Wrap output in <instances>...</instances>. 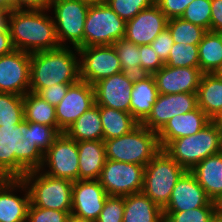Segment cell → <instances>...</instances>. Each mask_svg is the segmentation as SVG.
Here are the masks:
<instances>
[{
  "mask_svg": "<svg viewBox=\"0 0 222 222\" xmlns=\"http://www.w3.org/2000/svg\"><path fill=\"white\" fill-rule=\"evenodd\" d=\"M145 166L106 159L99 181L109 196L142 192Z\"/></svg>",
  "mask_w": 222,
  "mask_h": 222,
  "instance_id": "30bf717a",
  "label": "cell"
},
{
  "mask_svg": "<svg viewBox=\"0 0 222 222\" xmlns=\"http://www.w3.org/2000/svg\"><path fill=\"white\" fill-rule=\"evenodd\" d=\"M165 65L171 67H199L198 45L174 43Z\"/></svg>",
  "mask_w": 222,
  "mask_h": 222,
  "instance_id": "d590c367",
  "label": "cell"
},
{
  "mask_svg": "<svg viewBox=\"0 0 222 222\" xmlns=\"http://www.w3.org/2000/svg\"><path fill=\"white\" fill-rule=\"evenodd\" d=\"M9 28L5 31H0V56L9 54L14 50Z\"/></svg>",
  "mask_w": 222,
  "mask_h": 222,
  "instance_id": "681fc988",
  "label": "cell"
},
{
  "mask_svg": "<svg viewBox=\"0 0 222 222\" xmlns=\"http://www.w3.org/2000/svg\"><path fill=\"white\" fill-rule=\"evenodd\" d=\"M79 155V180H98L106 161L103 140L77 142Z\"/></svg>",
  "mask_w": 222,
  "mask_h": 222,
  "instance_id": "cb8c5ba5",
  "label": "cell"
},
{
  "mask_svg": "<svg viewBox=\"0 0 222 222\" xmlns=\"http://www.w3.org/2000/svg\"><path fill=\"white\" fill-rule=\"evenodd\" d=\"M22 179L28 187L30 202L34 206L71 212L72 181L49 176L40 169L28 171Z\"/></svg>",
  "mask_w": 222,
  "mask_h": 222,
  "instance_id": "8992f818",
  "label": "cell"
},
{
  "mask_svg": "<svg viewBox=\"0 0 222 222\" xmlns=\"http://www.w3.org/2000/svg\"><path fill=\"white\" fill-rule=\"evenodd\" d=\"M157 55L165 63L169 57L170 50L174 45V40L171 37L169 30L166 28L162 31L150 44Z\"/></svg>",
  "mask_w": 222,
  "mask_h": 222,
  "instance_id": "bcb514c9",
  "label": "cell"
},
{
  "mask_svg": "<svg viewBox=\"0 0 222 222\" xmlns=\"http://www.w3.org/2000/svg\"><path fill=\"white\" fill-rule=\"evenodd\" d=\"M64 133L77 142L103 140L100 106L95 104L89 110L85 111Z\"/></svg>",
  "mask_w": 222,
  "mask_h": 222,
  "instance_id": "83f0119b",
  "label": "cell"
},
{
  "mask_svg": "<svg viewBox=\"0 0 222 222\" xmlns=\"http://www.w3.org/2000/svg\"><path fill=\"white\" fill-rule=\"evenodd\" d=\"M215 218L222 222V194L212 200Z\"/></svg>",
  "mask_w": 222,
  "mask_h": 222,
  "instance_id": "f907efd6",
  "label": "cell"
},
{
  "mask_svg": "<svg viewBox=\"0 0 222 222\" xmlns=\"http://www.w3.org/2000/svg\"><path fill=\"white\" fill-rule=\"evenodd\" d=\"M211 222H219L216 218H214Z\"/></svg>",
  "mask_w": 222,
  "mask_h": 222,
  "instance_id": "680465c9",
  "label": "cell"
},
{
  "mask_svg": "<svg viewBox=\"0 0 222 222\" xmlns=\"http://www.w3.org/2000/svg\"><path fill=\"white\" fill-rule=\"evenodd\" d=\"M133 76L122 71L101 79L93 85L95 104L130 113Z\"/></svg>",
  "mask_w": 222,
  "mask_h": 222,
  "instance_id": "2e32d148",
  "label": "cell"
},
{
  "mask_svg": "<svg viewBox=\"0 0 222 222\" xmlns=\"http://www.w3.org/2000/svg\"><path fill=\"white\" fill-rule=\"evenodd\" d=\"M40 170L55 178L72 182L79 180L77 141L69 138L64 132L61 133L44 153Z\"/></svg>",
  "mask_w": 222,
  "mask_h": 222,
  "instance_id": "9c48e42d",
  "label": "cell"
},
{
  "mask_svg": "<svg viewBox=\"0 0 222 222\" xmlns=\"http://www.w3.org/2000/svg\"><path fill=\"white\" fill-rule=\"evenodd\" d=\"M21 123L0 126V179L20 178Z\"/></svg>",
  "mask_w": 222,
  "mask_h": 222,
  "instance_id": "44dd1931",
  "label": "cell"
},
{
  "mask_svg": "<svg viewBox=\"0 0 222 222\" xmlns=\"http://www.w3.org/2000/svg\"><path fill=\"white\" fill-rule=\"evenodd\" d=\"M215 121L222 125V114Z\"/></svg>",
  "mask_w": 222,
  "mask_h": 222,
  "instance_id": "6f0895ef",
  "label": "cell"
},
{
  "mask_svg": "<svg viewBox=\"0 0 222 222\" xmlns=\"http://www.w3.org/2000/svg\"><path fill=\"white\" fill-rule=\"evenodd\" d=\"M126 22L106 2L90 4L83 35V47L113 45L125 37Z\"/></svg>",
  "mask_w": 222,
  "mask_h": 222,
  "instance_id": "ba28073f",
  "label": "cell"
},
{
  "mask_svg": "<svg viewBox=\"0 0 222 222\" xmlns=\"http://www.w3.org/2000/svg\"><path fill=\"white\" fill-rule=\"evenodd\" d=\"M124 196H108L95 222H123Z\"/></svg>",
  "mask_w": 222,
  "mask_h": 222,
  "instance_id": "60d3db41",
  "label": "cell"
},
{
  "mask_svg": "<svg viewBox=\"0 0 222 222\" xmlns=\"http://www.w3.org/2000/svg\"><path fill=\"white\" fill-rule=\"evenodd\" d=\"M203 206H213V203L194 175L186 171L173 188L170 201L163 212L188 211Z\"/></svg>",
  "mask_w": 222,
  "mask_h": 222,
  "instance_id": "ffe728a7",
  "label": "cell"
},
{
  "mask_svg": "<svg viewBox=\"0 0 222 222\" xmlns=\"http://www.w3.org/2000/svg\"><path fill=\"white\" fill-rule=\"evenodd\" d=\"M211 121L199 107L191 112L174 116L157 133L161 148L164 149L172 140L194 135Z\"/></svg>",
  "mask_w": 222,
  "mask_h": 222,
  "instance_id": "7402d4cb",
  "label": "cell"
},
{
  "mask_svg": "<svg viewBox=\"0 0 222 222\" xmlns=\"http://www.w3.org/2000/svg\"><path fill=\"white\" fill-rule=\"evenodd\" d=\"M23 120V96L0 92V126L18 125Z\"/></svg>",
  "mask_w": 222,
  "mask_h": 222,
  "instance_id": "e575fe53",
  "label": "cell"
},
{
  "mask_svg": "<svg viewBox=\"0 0 222 222\" xmlns=\"http://www.w3.org/2000/svg\"><path fill=\"white\" fill-rule=\"evenodd\" d=\"M44 153L36 144H31L26 139L20 141V178L28 171L38 170L43 164Z\"/></svg>",
  "mask_w": 222,
  "mask_h": 222,
  "instance_id": "74e56055",
  "label": "cell"
},
{
  "mask_svg": "<svg viewBox=\"0 0 222 222\" xmlns=\"http://www.w3.org/2000/svg\"><path fill=\"white\" fill-rule=\"evenodd\" d=\"M193 0H155V4L161 9L168 19L180 18L186 7Z\"/></svg>",
  "mask_w": 222,
  "mask_h": 222,
  "instance_id": "f6af8a7d",
  "label": "cell"
},
{
  "mask_svg": "<svg viewBox=\"0 0 222 222\" xmlns=\"http://www.w3.org/2000/svg\"><path fill=\"white\" fill-rule=\"evenodd\" d=\"M10 10L0 9V31H5L9 26Z\"/></svg>",
  "mask_w": 222,
  "mask_h": 222,
  "instance_id": "816d5d0a",
  "label": "cell"
},
{
  "mask_svg": "<svg viewBox=\"0 0 222 222\" xmlns=\"http://www.w3.org/2000/svg\"><path fill=\"white\" fill-rule=\"evenodd\" d=\"M197 106L215 121L222 114V79L203 73L197 90Z\"/></svg>",
  "mask_w": 222,
  "mask_h": 222,
  "instance_id": "4316f807",
  "label": "cell"
},
{
  "mask_svg": "<svg viewBox=\"0 0 222 222\" xmlns=\"http://www.w3.org/2000/svg\"><path fill=\"white\" fill-rule=\"evenodd\" d=\"M180 18L210 31L211 0H193Z\"/></svg>",
  "mask_w": 222,
  "mask_h": 222,
  "instance_id": "8d00e7d4",
  "label": "cell"
},
{
  "mask_svg": "<svg viewBox=\"0 0 222 222\" xmlns=\"http://www.w3.org/2000/svg\"><path fill=\"white\" fill-rule=\"evenodd\" d=\"M153 75L135 77L131 90L130 113L141 124L151 112L158 96Z\"/></svg>",
  "mask_w": 222,
  "mask_h": 222,
  "instance_id": "603a6c76",
  "label": "cell"
},
{
  "mask_svg": "<svg viewBox=\"0 0 222 222\" xmlns=\"http://www.w3.org/2000/svg\"><path fill=\"white\" fill-rule=\"evenodd\" d=\"M79 80L77 48L60 47L30 54V92L37 94L51 85L77 83Z\"/></svg>",
  "mask_w": 222,
  "mask_h": 222,
  "instance_id": "7a4b0ae2",
  "label": "cell"
},
{
  "mask_svg": "<svg viewBox=\"0 0 222 222\" xmlns=\"http://www.w3.org/2000/svg\"><path fill=\"white\" fill-rule=\"evenodd\" d=\"M95 105L93 85L79 80L68 88L66 96L55 106L58 129L63 133L85 111Z\"/></svg>",
  "mask_w": 222,
  "mask_h": 222,
  "instance_id": "5bb4252c",
  "label": "cell"
},
{
  "mask_svg": "<svg viewBox=\"0 0 222 222\" xmlns=\"http://www.w3.org/2000/svg\"><path fill=\"white\" fill-rule=\"evenodd\" d=\"M66 222H91V221L86 220V219L79 217L77 215H74L73 213H70L68 218L66 219Z\"/></svg>",
  "mask_w": 222,
  "mask_h": 222,
  "instance_id": "f5cc1de1",
  "label": "cell"
},
{
  "mask_svg": "<svg viewBox=\"0 0 222 222\" xmlns=\"http://www.w3.org/2000/svg\"><path fill=\"white\" fill-rule=\"evenodd\" d=\"M23 105L25 121L58 127L55 106L50 105L36 93H26L23 96Z\"/></svg>",
  "mask_w": 222,
  "mask_h": 222,
  "instance_id": "4dcf8cb0",
  "label": "cell"
},
{
  "mask_svg": "<svg viewBox=\"0 0 222 222\" xmlns=\"http://www.w3.org/2000/svg\"><path fill=\"white\" fill-rule=\"evenodd\" d=\"M185 172L184 168L161 149L145 166L142 192L163 209Z\"/></svg>",
  "mask_w": 222,
  "mask_h": 222,
  "instance_id": "5b68a950",
  "label": "cell"
},
{
  "mask_svg": "<svg viewBox=\"0 0 222 222\" xmlns=\"http://www.w3.org/2000/svg\"><path fill=\"white\" fill-rule=\"evenodd\" d=\"M123 222H164L163 209L143 192L126 195Z\"/></svg>",
  "mask_w": 222,
  "mask_h": 222,
  "instance_id": "484cf974",
  "label": "cell"
},
{
  "mask_svg": "<svg viewBox=\"0 0 222 222\" xmlns=\"http://www.w3.org/2000/svg\"><path fill=\"white\" fill-rule=\"evenodd\" d=\"M21 134L31 144H36L37 147L45 153L53 144L55 139L62 133L58 127H51L39 123L21 122Z\"/></svg>",
  "mask_w": 222,
  "mask_h": 222,
  "instance_id": "1f68e13d",
  "label": "cell"
},
{
  "mask_svg": "<svg viewBox=\"0 0 222 222\" xmlns=\"http://www.w3.org/2000/svg\"><path fill=\"white\" fill-rule=\"evenodd\" d=\"M29 205V190L22 178L0 179V222H26Z\"/></svg>",
  "mask_w": 222,
  "mask_h": 222,
  "instance_id": "9a60e30c",
  "label": "cell"
},
{
  "mask_svg": "<svg viewBox=\"0 0 222 222\" xmlns=\"http://www.w3.org/2000/svg\"><path fill=\"white\" fill-rule=\"evenodd\" d=\"M83 1H86L90 4H96V3H103L105 2V0H83Z\"/></svg>",
  "mask_w": 222,
  "mask_h": 222,
  "instance_id": "9f6ffc18",
  "label": "cell"
},
{
  "mask_svg": "<svg viewBox=\"0 0 222 222\" xmlns=\"http://www.w3.org/2000/svg\"><path fill=\"white\" fill-rule=\"evenodd\" d=\"M49 9L11 10L9 32L15 49L27 53L60 48Z\"/></svg>",
  "mask_w": 222,
  "mask_h": 222,
  "instance_id": "6da1fadb",
  "label": "cell"
},
{
  "mask_svg": "<svg viewBox=\"0 0 222 222\" xmlns=\"http://www.w3.org/2000/svg\"><path fill=\"white\" fill-rule=\"evenodd\" d=\"M70 213L36 207L30 202L26 222H66Z\"/></svg>",
  "mask_w": 222,
  "mask_h": 222,
  "instance_id": "b9f144b4",
  "label": "cell"
},
{
  "mask_svg": "<svg viewBox=\"0 0 222 222\" xmlns=\"http://www.w3.org/2000/svg\"><path fill=\"white\" fill-rule=\"evenodd\" d=\"M167 29L174 43H188L191 45H198L207 32L204 28L181 18L168 19Z\"/></svg>",
  "mask_w": 222,
  "mask_h": 222,
  "instance_id": "836d02e7",
  "label": "cell"
},
{
  "mask_svg": "<svg viewBox=\"0 0 222 222\" xmlns=\"http://www.w3.org/2000/svg\"><path fill=\"white\" fill-rule=\"evenodd\" d=\"M12 10H40L49 7L50 0H11Z\"/></svg>",
  "mask_w": 222,
  "mask_h": 222,
  "instance_id": "c3c4849f",
  "label": "cell"
},
{
  "mask_svg": "<svg viewBox=\"0 0 222 222\" xmlns=\"http://www.w3.org/2000/svg\"><path fill=\"white\" fill-rule=\"evenodd\" d=\"M139 51L140 69L143 74L153 75L165 65L150 44L139 45Z\"/></svg>",
  "mask_w": 222,
  "mask_h": 222,
  "instance_id": "7bdbcfd3",
  "label": "cell"
},
{
  "mask_svg": "<svg viewBox=\"0 0 222 222\" xmlns=\"http://www.w3.org/2000/svg\"><path fill=\"white\" fill-rule=\"evenodd\" d=\"M80 80L94 85L101 79L122 71L113 45L78 48Z\"/></svg>",
  "mask_w": 222,
  "mask_h": 222,
  "instance_id": "8fae6325",
  "label": "cell"
},
{
  "mask_svg": "<svg viewBox=\"0 0 222 222\" xmlns=\"http://www.w3.org/2000/svg\"><path fill=\"white\" fill-rule=\"evenodd\" d=\"M75 83L54 84L50 87L41 89L37 95L46 100L50 105L57 106L66 96L68 88Z\"/></svg>",
  "mask_w": 222,
  "mask_h": 222,
  "instance_id": "ee69618b",
  "label": "cell"
},
{
  "mask_svg": "<svg viewBox=\"0 0 222 222\" xmlns=\"http://www.w3.org/2000/svg\"><path fill=\"white\" fill-rule=\"evenodd\" d=\"M0 9L1 10H12L11 0H0Z\"/></svg>",
  "mask_w": 222,
  "mask_h": 222,
  "instance_id": "db71d44e",
  "label": "cell"
},
{
  "mask_svg": "<svg viewBox=\"0 0 222 222\" xmlns=\"http://www.w3.org/2000/svg\"><path fill=\"white\" fill-rule=\"evenodd\" d=\"M202 75L199 67L167 65L153 74L159 94L197 93Z\"/></svg>",
  "mask_w": 222,
  "mask_h": 222,
  "instance_id": "ac0fdd59",
  "label": "cell"
},
{
  "mask_svg": "<svg viewBox=\"0 0 222 222\" xmlns=\"http://www.w3.org/2000/svg\"><path fill=\"white\" fill-rule=\"evenodd\" d=\"M199 69L203 73H214L222 64V35L207 31L198 44Z\"/></svg>",
  "mask_w": 222,
  "mask_h": 222,
  "instance_id": "f546056e",
  "label": "cell"
},
{
  "mask_svg": "<svg viewBox=\"0 0 222 222\" xmlns=\"http://www.w3.org/2000/svg\"><path fill=\"white\" fill-rule=\"evenodd\" d=\"M197 107V93L158 94L151 112L141 124L158 133L171 118Z\"/></svg>",
  "mask_w": 222,
  "mask_h": 222,
  "instance_id": "4fadbf2b",
  "label": "cell"
},
{
  "mask_svg": "<svg viewBox=\"0 0 222 222\" xmlns=\"http://www.w3.org/2000/svg\"><path fill=\"white\" fill-rule=\"evenodd\" d=\"M0 92L21 96L30 92V53L14 49L0 56Z\"/></svg>",
  "mask_w": 222,
  "mask_h": 222,
  "instance_id": "7c38bea8",
  "label": "cell"
},
{
  "mask_svg": "<svg viewBox=\"0 0 222 222\" xmlns=\"http://www.w3.org/2000/svg\"><path fill=\"white\" fill-rule=\"evenodd\" d=\"M89 7L90 3L83 0H50L48 9L54 19L61 47L83 48L84 24Z\"/></svg>",
  "mask_w": 222,
  "mask_h": 222,
  "instance_id": "52a82bcc",
  "label": "cell"
},
{
  "mask_svg": "<svg viewBox=\"0 0 222 222\" xmlns=\"http://www.w3.org/2000/svg\"><path fill=\"white\" fill-rule=\"evenodd\" d=\"M113 46L120 60L123 73L133 77L144 75L140 69L141 57L139 45L134 44L124 37L116 41Z\"/></svg>",
  "mask_w": 222,
  "mask_h": 222,
  "instance_id": "d6a6232c",
  "label": "cell"
},
{
  "mask_svg": "<svg viewBox=\"0 0 222 222\" xmlns=\"http://www.w3.org/2000/svg\"><path fill=\"white\" fill-rule=\"evenodd\" d=\"M190 172L211 201L222 194V151L203 159Z\"/></svg>",
  "mask_w": 222,
  "mask_h": 222,
  "instance_id": "d4e9b609",
  "label": "cell"
},
{
  "mask_svg": "<svg viewBox=\"0 0 222 222\" xmlns=\"http://www.w3.org/2000/svg\"><path fill=\"white\" fill-rule=\"evenodd\" d=\"M106 159L146 166L162 149L157 132L139 124L131 132L104 140Z\"/></svg>",
  "mask_w": 222,
  "mask_h": 222,
  "instance_id": "277c9868",
  "label": "cell"
},
{
  "mask_svg": "<svg viewBox=\"0 0 222 222\" xmlns=\"http://www.w3.org/2000/svg\"><path fill=\"white\" fill-rule=\"evenodd\" d=\"M100 119L103 126V141L127 134L140 124L131 113L105 106H100Z\"/></svg>",
  "mask_w": 222,
  "mask_h": 222,
  "instance_id": "f1b7e54d",
  "label": "cell"
},
{
  "mask_svg": "<svg viewBox=\"0 0 222 222\" xmlns=\"http://www.w3.org/2000/svg\"><path fill=\"white\" fill-rule=\"evenodd\" d=\"M167 23L168 18L154 4L126 22L125 38L136 45L151 44L167 28Z\"/></svg>",
  "mask_w": 222,
  "mask_h": 222,
  "instance_id": "d6986e66",
  "label": "cell"
},
{
  "mask_svg": "<svg viewBox=\"0 0 222 222\" xmlns=\"http://www.w3.org/2000/svg\"><path fill=\"white\" fill-rule=\"evenodd\" d=\"M105 2L125 22L133 19L141 10L155 4V0H105Z\"/></svg>",
  "mask_w": 222,
  "mask_h": 222,
  "instance_id": "f35d334b",
  "label": "cell"
},
{
  "mask_svg": "<svg viewBox=\"0 0 222 222\" xmlns=\"http://www.w3.org/2000/svg\"><path fill=\"white\" fill-rule=\"evenodd\" d=\"M214 74L222 79V64L216 69V71L214 72Z\"/></svg>",
  "mask_w": 222,
  "mask_h": 222,
  "instance_id": "11a10c76",
  "label": "cell"
},
{
  "mask_svg": "<svg viewBox=\"0 0 222 222\" xmlns=\"http://www.w3.org/2000/svg\"><path fill=\"white\" fill-rule=\"evenodd\" d=\"M163 150L191 171L203 159L222 151V125L211 121L194 135L172 140Z\"/></svg>",
  "mask_w": 222,
  "mask_h": 222,
  "instance_id": "3957f363",
  "label": "cell"
},
{
  "mask_svg": "<svg viewBox=\"0 0 222 222\" xmlns=\"http://www.w3.org/2000/svg\"><path fill=\"white\" fill-rule=\"evenodd\" d=\"M163 216L164 222H211L215 218L213 206L180 212H163Z\"/></svg>",
  "mask_w": 222,
  "mask_h": 222,
  "instance_id": "ab89813d",
  "label": "cell"
},
{
  "mask_svg": "<svg viewBox=\"0 0 222 222\" xmlns=\"http://www.w3.org/2000/svg\"><path fill=\"white\" fill-rule=\"evenodd\" d=\"M210 31L222 32V0H211Z\"/></svg>",
  "mask_w": 222,
  "mask_h": 222,
  "instance_id": "7dc6e473",
  "label": "cell"
},
{
  "mask_svg": "<svg viewBox=\"0 0 222 222\" xmlns=\"http://www.w3.org/2000/svg\"><path fill=\"white\" fill-rule=\"evenodd\" d=\"M108 196L99 180H77L72 187L71 213L95 222Z\"/></svg>",
  "mask_w": 222,
  "mask_h": 222,
  "instance_id": "e0dca14e",
  "label": "cell"
}]
</instances>
